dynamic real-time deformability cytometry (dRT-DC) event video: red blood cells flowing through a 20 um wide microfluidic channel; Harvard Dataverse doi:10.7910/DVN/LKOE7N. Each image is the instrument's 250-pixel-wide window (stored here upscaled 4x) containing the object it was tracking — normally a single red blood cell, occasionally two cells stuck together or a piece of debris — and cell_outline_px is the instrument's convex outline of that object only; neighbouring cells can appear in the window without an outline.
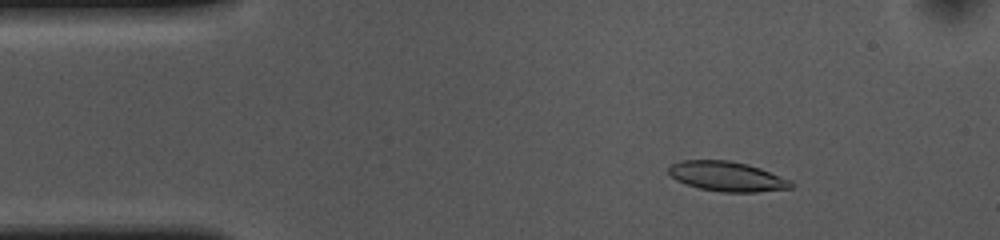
{"species": "common noctule bat (a hibernating species)", "species_latin": "Nyctalus noctula", "temperature_condition": "cold", "stored_images_in_passage": 54, "camera_frame_rate_fps": 3000, "um_per_image_px": 0.085, "animal": {"sex": "female", "body_mass_g": 10.0, "forearm_length_mm": 53.1}, "frame": {"image": 1, "passage_image": 7, "time_ms": 2.0, "image_size_px": [1000, 240], "cell_outline_px": [[792, 188], [756, 192], [724, 192], [700, 188], [676, 180], [668, 176], [668, 168], [672, 164], [680, 160], [728, 160], [748, 164], [760, 168], [792, 180]], "centroid_in_image_um": [61.79, 14.99], "position_along_channel_um": 23.2, "area_um2": 21.27}}
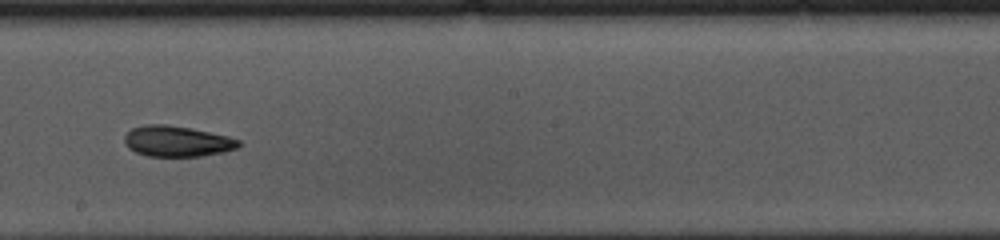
{"frame": {"image": 2, "passage_image": 29, "time_ms": 9.333, "image_size_px": [1000, 240], "cell_outline_px": [[240, 144], [236, 148], [224, 152], [200, 156], [148, 156], [136, 152], [128, 148], [124, 144], [124, 136], [132, 128], [144, 124], [168, 124], [192, 128], [228, 136], [240, 140]], "centroid_in_image_um": [15.02, 12.0], "position_along_channel_um": 233.2, "area_um2": 20.58}}
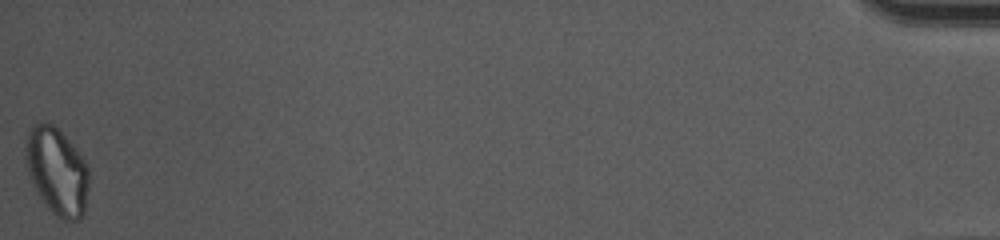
{"frame": {"image": 3, "passage_image": 54, "time_ms": 17.667, "image_size_px": [1000, 240], "cell_outline_px": [[88, 188], [84, 212], [80, 220], [64, 220], [56, 216], [44, 204], [32, 184], [28, 172], [24, 148], [28, 132], [32, 124], [52, 124], [80, 152], [88, 168]], "centroid_in_image_um": [4.83, 14.58], "position_along_channel_um": 430.4, "area_um2": 32.02}, "authors_computed_cell_mechanics": {"area_um2": 21.0681, "velocity_mm_per_s": 3.6117, "shape_relaxation_time_tau1_ms": 4.1503, "shape_relaxation_time_tau2_ms": 5.1533, "deformation_change_tau1": 0.1287, "deformation_change_tau2": 0.1153}}